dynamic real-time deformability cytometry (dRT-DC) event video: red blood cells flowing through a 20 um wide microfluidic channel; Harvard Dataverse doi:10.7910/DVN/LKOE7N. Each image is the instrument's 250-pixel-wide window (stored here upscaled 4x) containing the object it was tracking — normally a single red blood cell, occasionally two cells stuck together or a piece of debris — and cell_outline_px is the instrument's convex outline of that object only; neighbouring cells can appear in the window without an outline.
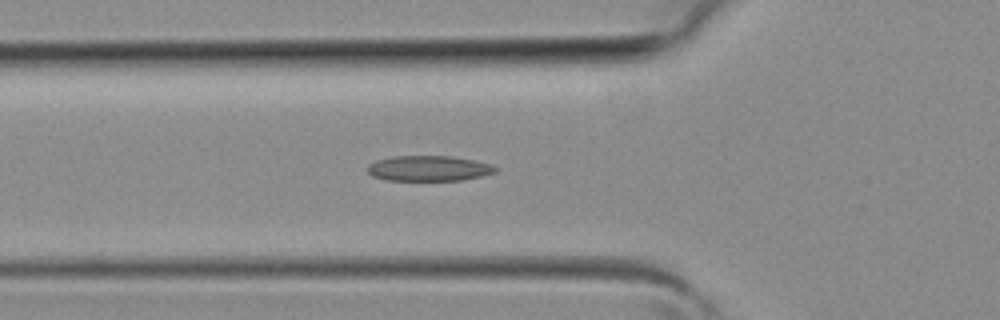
{"species": "common noctule bat (a hibernating species)", "species_latin": "Nyctalus noctula", "temperature_condition": "room temperature", "stored_images_in_passage": 40, "camera_frame_rate_fps": 3000, "um_per_image_px": 0.085, "animal": {"sex": "female", "body_mass_g": 19.3, "forearm_length_mm": 54.1}, "frame": {"image": 1, "passage_image": 14, "time_ms": 4.333, "image_size_px": [1000, 320], "cell_outline_px": [[496, 172], [464, 180], [384, 180], [372, 176], [364, 168], [368, 164], [376, 160], [392, 156], [452, 156], [492, 164], [496, 168]], "centroid_in_image_um": [36.38, 14.31], "position_along_channel_um": 89.4, "area_um2": 19.02}}
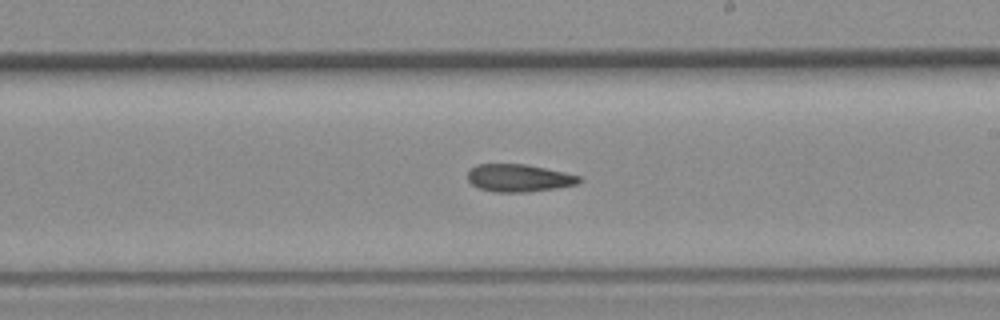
{"frame": {"image": 2, "passage_image": 23, "time_ms": 7.333, "image_size_px": [1000, 320], "cell_outline_px": [[584, 180], [576, 184], [556, 188], [528, 192], [492, 192], [480, 188], [472, 184], [468, 180], [468, 172], [476, 164], [524, 164], [564, 172], [580, 176]], "centroid_in_image_um": [44.11, 15.13], "position_along_channel_um": 244.9, "area_um2": 17.86}}
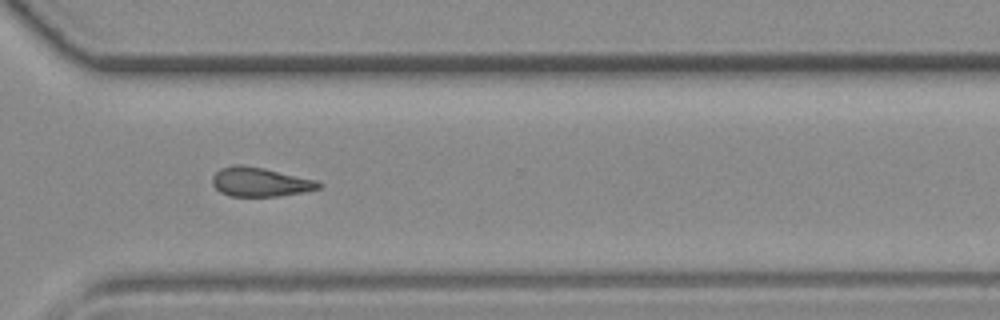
{"frame": {"image": 3, "passage_image": 29, "time_ms": 9.333, "image_size_px": [1000, 320], "cell_outline_px": [[324, 184], [320, 188], [304, 192], [280, 196], [228, 196], [220, 192], [212, 184], [212, 176], [220, 168], [232, 164], [240, 164], [264, 168], [316, 180]], "centroid_in_image_um": [22.09, 15.46], "position_along_channel_um": 348.5, "area_um2": 18.21}}